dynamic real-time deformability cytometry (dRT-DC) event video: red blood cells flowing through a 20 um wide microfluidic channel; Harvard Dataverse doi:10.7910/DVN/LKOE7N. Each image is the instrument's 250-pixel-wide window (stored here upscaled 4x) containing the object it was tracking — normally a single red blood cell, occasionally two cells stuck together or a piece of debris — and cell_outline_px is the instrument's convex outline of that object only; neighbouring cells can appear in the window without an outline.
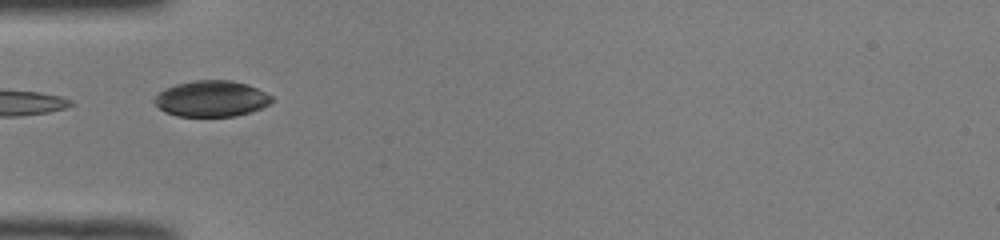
{"species": "common noctule bat (a hibernating species)", "species_latin": "Nyctalus noctula", "temperature_condition": "room temperature", "stored_images_in_passage": 13, "camera_frame_rate_fps": 3000, "um_per_image_px": 0.085, "animal": {"sex": "male", "body_mass_g": 19.0, "forearm_length_mm": 50.8}, "frame": {"image": 1, "passage_image": 1, "time_ms": 0.0, "image_size_px": [1000, 240], "cell_outline_px": [[272, 100], [268, 104], [252, 112], [236, 116], [176, 116], [164, 112], [152, 100], [164, 88], [176, 84], [196, 80], [232, 80], [248, 84], [272, 96]], "centroid_in_image_um": [17.95, 8.39], "position_along_channel_um": 67.0, "area_um2": 24.62}}